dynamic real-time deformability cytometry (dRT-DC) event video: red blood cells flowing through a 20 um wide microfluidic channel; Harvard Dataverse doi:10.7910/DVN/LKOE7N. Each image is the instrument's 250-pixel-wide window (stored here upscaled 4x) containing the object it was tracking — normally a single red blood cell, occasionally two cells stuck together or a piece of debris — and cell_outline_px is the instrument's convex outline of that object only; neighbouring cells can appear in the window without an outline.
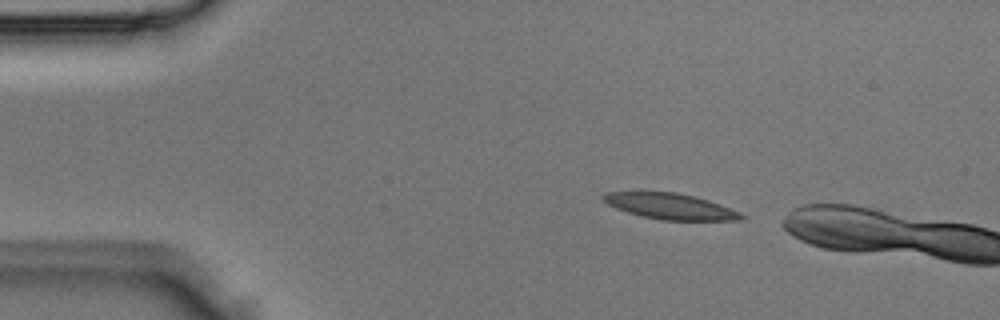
{"species": "Egyptian fruit bat (a non-hibernating species)", "species_latin": "Rousettus aegyptiacus", "temperature_condition": "room temperature", "stored_images_in_passage": 2, "camera_frame_rate_fps": 3000, "um_per_image_px": 0.085, "animal": {"sex": "male"}, "frame": {"image": 1, "passage_image": 1, "time_ms": 0.0, "image_size_px": [1000, 320], "cell_outline_px": [[748, 216], [740, 220], [660, 220], [628, 212], [616, 208], [608, 204], [600, 196], [604, 192], [676, 192], [708, 200], [720, 204], [740, 212]], "centroid_in_image_um": [57.0, 17.54], "position_along_channel_um": 28.0, "area_um2": 20.63}}